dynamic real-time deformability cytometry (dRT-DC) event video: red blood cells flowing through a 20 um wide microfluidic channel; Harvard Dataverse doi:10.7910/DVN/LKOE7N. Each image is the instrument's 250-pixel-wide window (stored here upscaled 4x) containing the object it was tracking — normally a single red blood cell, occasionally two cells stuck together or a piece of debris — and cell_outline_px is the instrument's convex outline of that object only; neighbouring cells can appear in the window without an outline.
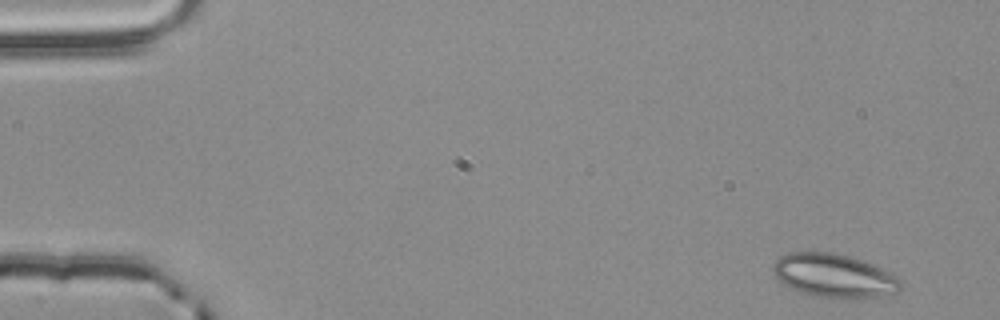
{"species": "common noctule bat (a hibernating species)", "species_latin": "Nyctalus noctula", "temperature_condition": "room temperature", "stored_images_in_passage": 4, "camera_frame_rate_fps": 3000, "um_per_image_px": 0.085, "animal": {"sex": "male", "body_mass_g": 20.4}, "frame": {"image": 1, "passage_image": 1, "time_ms": 0.0, "image_size_px": [1000, 320], "cell_outline_px": [[904, 284], [900, 292], [860, 300], [816, 296], [800, 292], [784, 284], [772, 272], [772, 268], [776, 260], [780, 256], [788, 252], [836, 252], [860, 260], [880, 268], [904, 280]], "centroid_in_image_um": [70.94, 23.45], "position_along_channel_um": 14.1, "area_um2": 32.77}}